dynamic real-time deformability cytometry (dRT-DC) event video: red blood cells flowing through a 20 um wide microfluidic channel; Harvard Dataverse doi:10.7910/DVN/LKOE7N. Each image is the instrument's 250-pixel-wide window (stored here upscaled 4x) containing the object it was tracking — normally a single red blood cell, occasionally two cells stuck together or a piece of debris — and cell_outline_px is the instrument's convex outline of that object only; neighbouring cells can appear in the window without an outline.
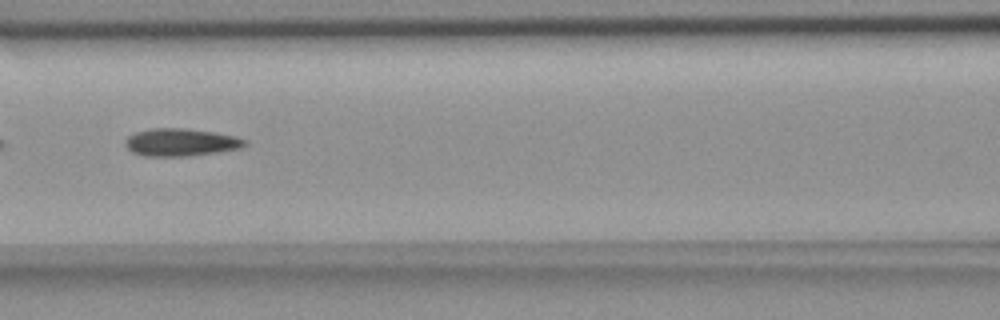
{"species": "common noctule bat (a hibernating species)", "species_latin": "Nyctalus noctula", "temperature_condition": "room temperature", "stored_images_in_passage": 14, "camera_frame_rate_fps": 3000, "um_per_image_px": 0.085, "animal": {"sex": "female", "body_mass_g": 18.4}, "frame": {"image": 1, "passage_image": 5, "time_ms": 10.667, "image_size_px": [1000, 320], "cell_outline_px": [[248, 144], [240, 148], [216, 152], [188, 156], [144, 156], [132, 152], [124, 144], [124, 140], [128, 136], [136, 132], [152, 128], [184, 128], [216, 132], [236, 136], [248, 140]], "centroid_in_image_um": [15.38, 12.09], "position_along_channel_um": 151.2, "area_um2": 19.36}}
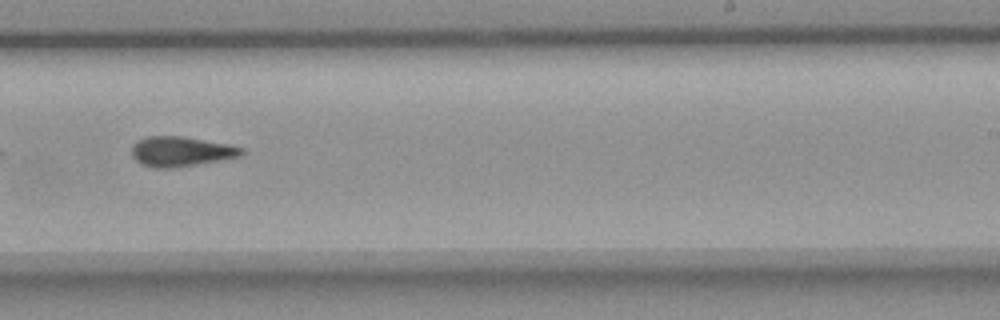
{"frame": {"image": 2, "passage_image": 8, "time_ms": 14.0, "image_size_px": [1000, 320], "cell_outline_px": [[244, 152], [240, 156], [220, 160], [172, 168], [152, 168], [140, 164], [132, 156], [132, 144], [136, 140], [148, 136], [180, 136], [228, 144], [244, 148]], "centroid_in_image_um": [15.33, 12.88], "position_along_channel_um": 273.7, "area_um2": 19.13}}
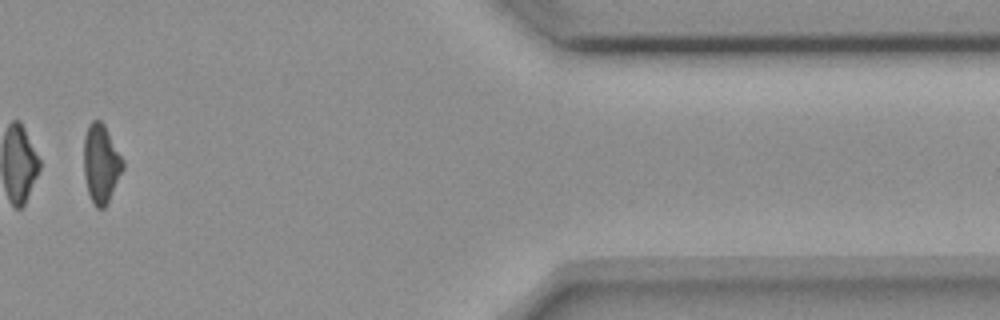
{"frame": {"image": 3, "passage_image": 12, "time_ms": 18.667, "image_size_px": [1000, 320], "cell_outline_px": [[124, 168], [104, 208], [96, 208], [88, 192], [84, 176], [84, 136], [88, 124], [92, 120], [100, 120], [104, 124], [124, 160]], "centroid_in_image_um": [8.58, 13.87], "position_along_channel_um": 402.8, "area_um2": 17.8}, "authors_computed_cell_mechanics": {"area_um2": 18.785, "velocity_mm_per_s": 3.6721, "shape_relaxation_time_tau1_ms": null, "shape_relaxation_time_tau2_ms": 8.0559, "deformation_change_tau1": null, "deformation_change_tau2": 0.1692}}